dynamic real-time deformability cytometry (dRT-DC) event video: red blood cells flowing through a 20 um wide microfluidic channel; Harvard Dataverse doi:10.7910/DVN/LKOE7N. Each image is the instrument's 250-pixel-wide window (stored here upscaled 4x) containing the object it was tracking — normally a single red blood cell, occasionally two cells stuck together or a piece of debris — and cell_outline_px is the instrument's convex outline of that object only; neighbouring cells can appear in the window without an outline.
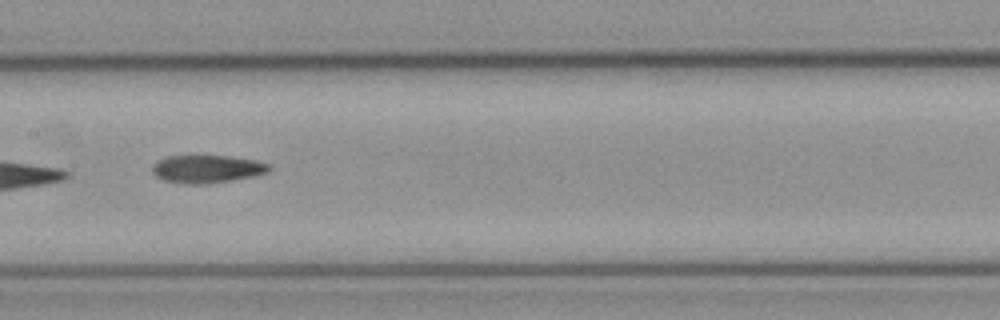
{"species": "common noctule bat (a hibernating species)", "species_latin": "Nyctalus noctula", "temperature_condition": "cold", "stored_images_in_passage": 8, "camera_frame_rate_fps": 3000, "um_per_image_px": 0.085, "animal": {"sex": "female", "body_mass_g": 21.9}, "frame": {"image": 1, "passage_image": 6, "time_ms": 1.667, "image_size_px": [1000, 320], "cell_outline_px": [[272, 168], [268, 172], [256, 176], [208, 184], [184, 184], [164, 180], [156, 176], [152, 172], [152, 164], [156, 160], [168, 156], [228, 156], [256, 160], [268, 164]], "centroid_in_image_um": [17.59, 14.37], "position_along_channel_um": 189.8, "area_um2": 19.13}}
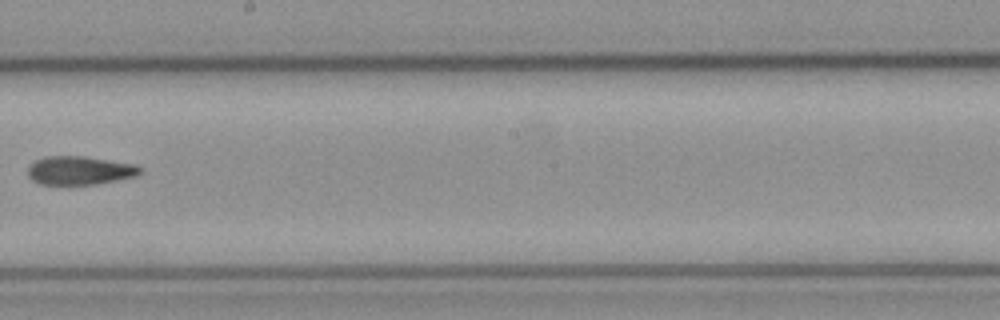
{"frame": {"image": 2, "passage_image": 7, "time_ms": 2.0, "image_size_px": [1000, 320], "cell_outline_px": [[144, 168], [136, 176], [96, 184], [40, 184], [32, 180], [28, 176], [28, 168], [36, 160], [44, 156], [84, 156], [136, 164]], "centroid_in_image_um": [6.79, 14.48], "position_along_channel_um": 241.4, "area_um2": 18.67}}
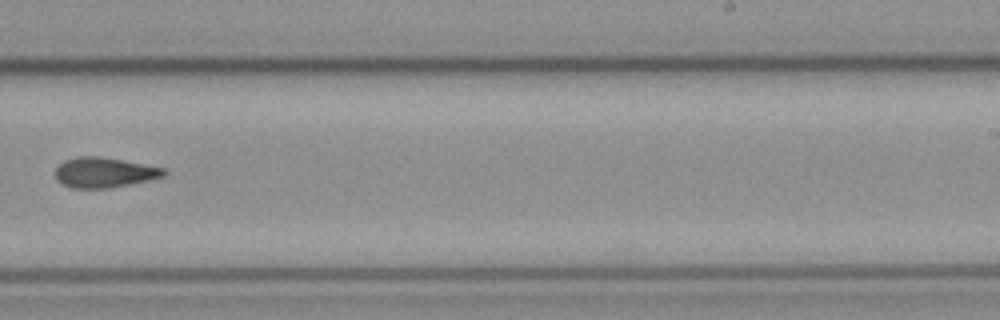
{"frame": {"image": 3, "passage_image": 8, "time_ms": 2.333, "image_size_px": [1000, 320], "cell_outline_px": [[168, 172], [164, 176], [148, 180], [108, 188], [72, 188], [56, 180], [56, 168], [64, 160], [80, 156], [96, 156], [120, 160], [164, 168]], "centroid_in_image_um": [8.84, 14.66], "position_along_channel_um": 280.2, "area_um2": 18.73}}